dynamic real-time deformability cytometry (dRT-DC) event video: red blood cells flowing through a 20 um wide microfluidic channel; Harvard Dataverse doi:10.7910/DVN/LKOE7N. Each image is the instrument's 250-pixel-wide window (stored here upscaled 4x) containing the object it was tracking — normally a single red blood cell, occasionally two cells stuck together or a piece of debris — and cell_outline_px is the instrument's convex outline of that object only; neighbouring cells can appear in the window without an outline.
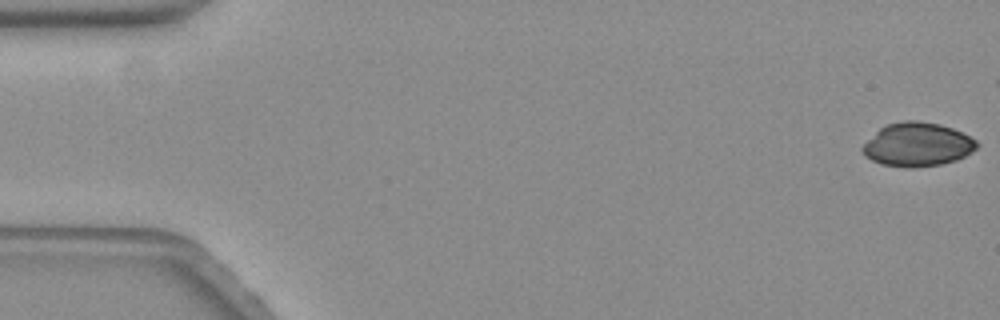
{"species": "common noctule bat (a hibernating species)", "species_latin": "Nyctalus noctula", "temperature_condition": "warm", "stored_images_in_passage": 18, "camera_frame_rate_fps": 3000, "um_per_image_px": 0.085, "animal": {"sex": "female", "body_mass_g": 19.3, "forearm_length_mm": 54.1}, "frame": {"image": 1, "passage_image": 1, "time_ms": 0.0, "image_size_px": [1000, 320], "cell_outline_px": [[980, 144], [976, 148], [964, 156], [956, 160], [940, 164], [912, 168], [904, 168], [880, 164], [864, 156], [860, 148], [880, 128], [888, 124], [904, 120], [916, 120], [940, 124], [952, 128], [976, 140]], "centroid_in_image_um": [77.96, 12.29], "position_along_channel_um": 7.0, "area_um2": 29.07}}